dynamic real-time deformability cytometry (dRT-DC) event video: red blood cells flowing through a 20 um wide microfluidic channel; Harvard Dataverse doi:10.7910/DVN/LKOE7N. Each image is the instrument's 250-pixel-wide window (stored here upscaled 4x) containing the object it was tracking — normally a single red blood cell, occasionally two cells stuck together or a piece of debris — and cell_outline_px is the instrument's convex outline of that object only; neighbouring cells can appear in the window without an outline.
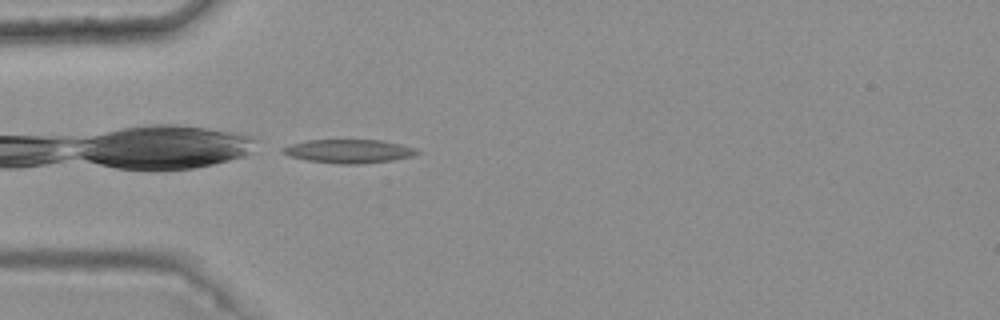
{"species": "common noctule bat (a hibernating species)", "species_latin": "Nyctalus noctula", "temperature_condition": "warm", "stored_images_in_passage": 4, "camera_frame_rate_fps": 3000, "um_per_image_px": 0.085, "animal": {"sex": "female", "body_mass_g": 25.1}, "frame": {"image": 1, "passage_image": 4, "time_ms": 1.0, "image_size_px": [1000, 320], "cell_outline_px": [[420, 152], [412, 156], [392, 160], [360, 164], [340, 164], [308, 160], [288, 156], [280, 152], [280, 148], [292, 144], [308, 140], [380, 140], [400, 144], [416, 148]], "centroid_in_image_um": [29.62, 12.85], "position_along_channel_um": 55.4, "area_um2": 18.44}}